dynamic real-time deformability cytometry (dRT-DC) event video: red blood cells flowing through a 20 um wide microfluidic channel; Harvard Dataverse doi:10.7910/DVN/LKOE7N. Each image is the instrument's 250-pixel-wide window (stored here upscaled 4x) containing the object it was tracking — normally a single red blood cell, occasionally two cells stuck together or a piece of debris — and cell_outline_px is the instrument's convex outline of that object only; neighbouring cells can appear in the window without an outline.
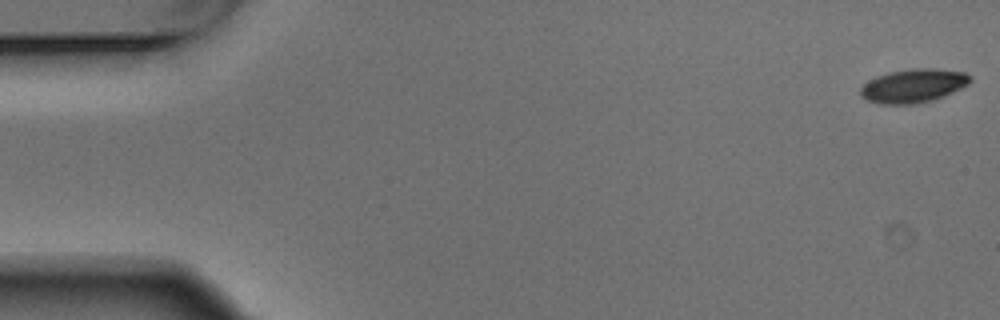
{"species": "Egyptian fruit bat (a non-hibernating species)", "species_latin": "Rousettus aegyptiacus", "temperature_condition": "warm", "stored_images_in_passage": 5, "camera_frame_rate_fps": 3000, "um_per_image_px": 0.085, "animal": {"sex": "male"}, "frame": {"image": 1, "passage_image": 1, "time_ms": 0.0, "image_size_px": [1000, 320], "cell_outline_px": [[972, 80], [968, 84], [944, 96], [932, 100], [912, 104], [880, 104], [868, 100], [860, 96], [860, 88], [868, 80], [876, 76], [888, 72], [912, 68], [936, 68], [964, 72], [972, 76]], "centroid_in_image_um": [77.63, 7.28], "position_along_channel_um": 7.4, "area_um2": 21.62}}
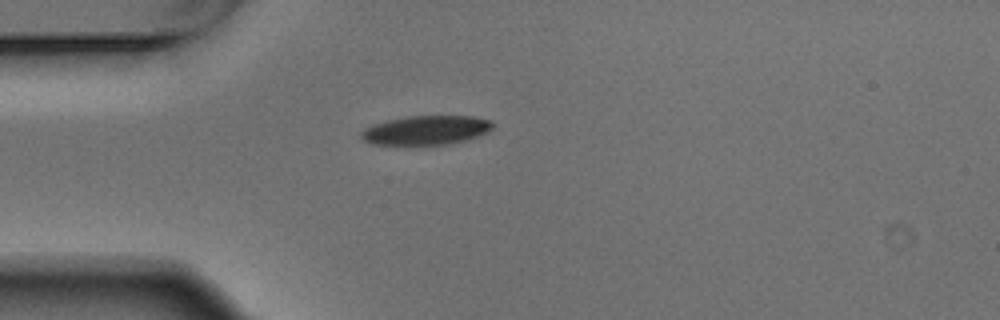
{"frame": {"image": 2, "passage_image": 5, "time_ms": 1.333, "image_size_px": [1000, 320], "cell_outline_px": [[492, 128], [488, 132], [464, 140], [448, 144], [372, 144], [364, 140], [360, 136], [360, 132], [364, 128], [372, 124], [388, 120], [408, 116], [472, 116], [492, 120]], "centroid_in_image_um": [36.2, 11.05], "position_along_channel_um": 48.8, "area_um2": 22.14}}